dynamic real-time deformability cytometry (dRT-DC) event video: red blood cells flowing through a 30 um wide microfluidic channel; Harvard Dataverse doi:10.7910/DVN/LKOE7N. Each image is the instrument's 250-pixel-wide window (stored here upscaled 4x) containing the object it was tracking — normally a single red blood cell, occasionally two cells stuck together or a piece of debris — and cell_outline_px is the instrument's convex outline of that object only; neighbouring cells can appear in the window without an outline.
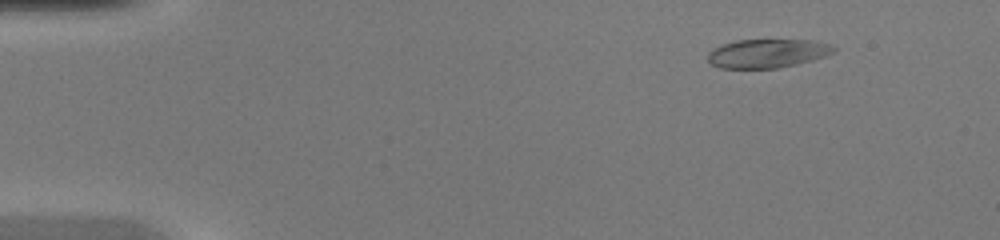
{"species": "common noctule bat (a hibernating species)", "species_latin": "Nyctalus noctula", "temperature_condition": "warm", "stored_images_in_passage": 42, "camera_frame_rate_fps": 3000, "um_per_image_px": 0.085, "animal": {"sex": "female", "body_mass_g": 20.0, "forearm_length_mm": 54.0}, "frame": {"image": 1, "passage_image": 2, "time_ms": 0.333, "image_size_px": [1000, 240], "cell_outline_px": [[836, 48], [832, 52], [824, 56], [812, 60], [796, 64], [776, 68], [720, 68], [712, 64], [708, 60], [708, 52], [712, 48], [736, 40], [816, 40], [832, 44]], "centroid_in_image_um": [65.22, 4.53], "position_along_channel_um": 19.8, "area_um2": 21.04}}
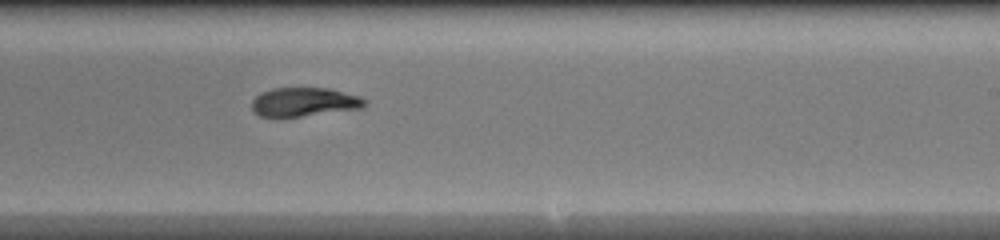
{"frame": {"image": 2, "passage_image": 25, "time_ms": 8.0, "image_size_px": [1000, 240], "cell_outline_px": [[368, 104], [364, 108], [280, 120], [260, 116], [252, 112], [252, 100], [260, 92], [272, 88], [328, 88], [360, 96], [368, 100]], "centroid_in_image_um": [25.84, 8.71], "position_along_channel_um": 263.2, "area_um2": 20.0}}
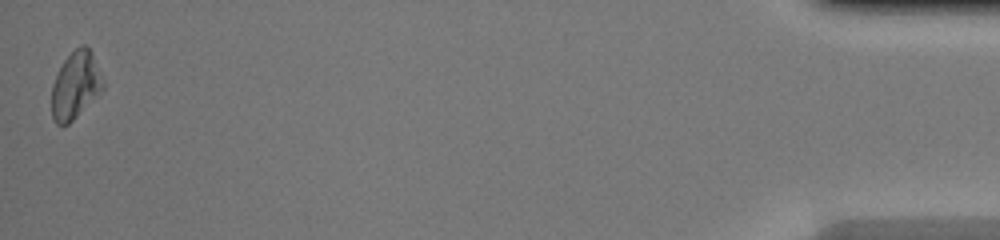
{"frame": {"image": 3, "passage_image": 42, "time_ms": 13.667, "image_size_px": [1000, 240], "cell_outline_px": [[104, 88], [68, 124], [56, 124], [52, 116], [52, 84], [64, 60], [80, 44], [84, 44], [92, 52], [104, 80]], "centroid_in_image_um": [6.43, 7.22], "position_along_channel_um": 428.8, "area_um2": 19.77}}